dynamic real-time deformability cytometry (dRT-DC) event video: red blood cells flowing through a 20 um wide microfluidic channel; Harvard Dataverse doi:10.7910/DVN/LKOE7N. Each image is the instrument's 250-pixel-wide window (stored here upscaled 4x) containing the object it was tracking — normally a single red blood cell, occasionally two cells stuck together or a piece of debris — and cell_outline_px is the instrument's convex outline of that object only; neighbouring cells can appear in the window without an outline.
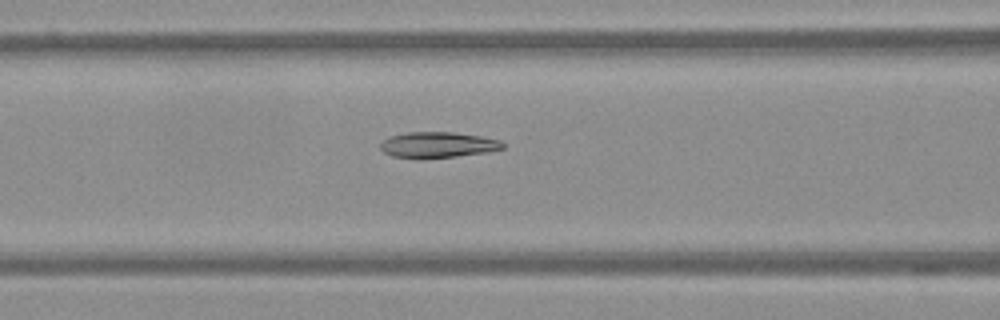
{"species": "Egyptian fruit bat (a non-hibernating species)", "species_latin": "Rousettus aegyptiacus", "temperature_condition": "warm", "stored_images_in_passage": 56, "camera_frame_rate_fps": 3000, "um_per_image_px": 0.085, "frame": {"image": 1, "passage_image": 24, "time_ms": 7.667, "image_size_px": [1000, 320], "cell_outline_px": [[504, 148], [488, 152], [456, 156], [392, 156], [384, 152], [380, 148], [380, 144], [384, 140], [392, 136], [408, 132], [452, 132], [480, 136], [500, 140], [504, 144]], "centroid_in_image_um": [37.27, 12.28], "position_along_channel_um": 129.3, "area_um2": 17.63}}
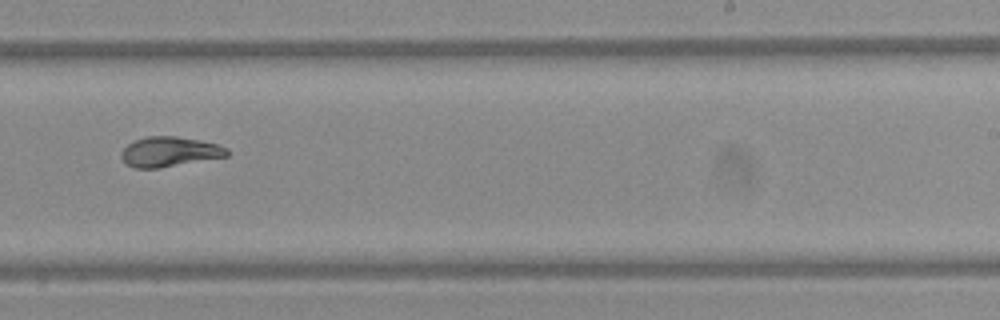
{"frame": {"image": 2, "passage_image": 36, "time_ms": 11.667, "image_size_px": [1000, 320], "cell_outline_px": [[228, 156], [160, 168], [136, 168], [128, 164], [120, 156], [120, 152], [132, 140], [148, 136], [176, 136], [200, 140], [216, 144], [228, 148]], "centroid_in_image_um": [14.4, 12.89], "position_along_channel_um": 274.6, "area_um2": 18.44}}
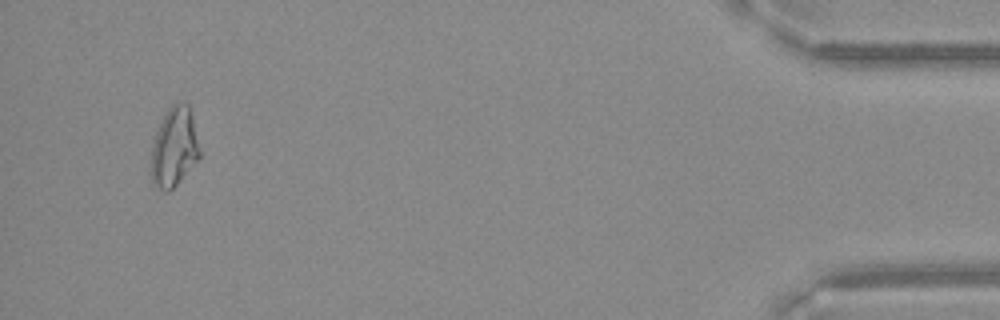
{"frame": {"image": 3, "passage_image": 54, "time_ms": 17.667, "image_size_px": [1000, 320], "cell_outline_px": [[200, 160], [168, 192], [164, 192], [156, 188], [152, 184], [148, 172], [148, 168], [152, 140], [160, 120], [168, 108], [172, 104], [188, 104], [200, 152]], "centroid_in_image_um": [14.72, 12.6], "position_along_channel_um": 420.5, "area_um2": 23.0}}